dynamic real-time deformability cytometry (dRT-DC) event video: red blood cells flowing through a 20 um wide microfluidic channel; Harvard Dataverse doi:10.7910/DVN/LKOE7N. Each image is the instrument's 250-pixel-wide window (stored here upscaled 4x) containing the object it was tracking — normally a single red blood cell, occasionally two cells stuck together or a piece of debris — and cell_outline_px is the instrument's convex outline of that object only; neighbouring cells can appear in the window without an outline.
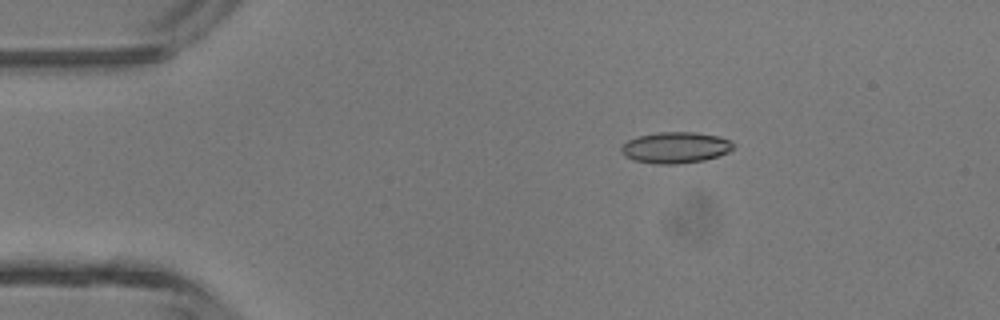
{"species": "common noctule bat (a hibernating species)", "species_latin": "Nyctalus noctula", "temperature_condition": "room temperature", "stored_images_in_passage": 5, "camera_frame_rate_fps": 3000, "um_per_image_px": 0.085, "animal": {"sex": "male", "body_mass_g": 13.3}, "frame": {"image": 1, "passage_image": 3, "time_ms": 0.667, "image_size_px": [1000, 320], "cell_outline_px": [[736, 144], [728, 152], [704, 160], [676, 164], [656, 164], [632, 160], [624, 156], [620, 152], [620, 148], [628, 140], [640, 136], [656, 132], [696, 132], [716, 136], [732, 140]], "centroid_in_image_um": [57.4, 12.54], "position_along_channel_um": 27.6, "area_um2": 20.4}}